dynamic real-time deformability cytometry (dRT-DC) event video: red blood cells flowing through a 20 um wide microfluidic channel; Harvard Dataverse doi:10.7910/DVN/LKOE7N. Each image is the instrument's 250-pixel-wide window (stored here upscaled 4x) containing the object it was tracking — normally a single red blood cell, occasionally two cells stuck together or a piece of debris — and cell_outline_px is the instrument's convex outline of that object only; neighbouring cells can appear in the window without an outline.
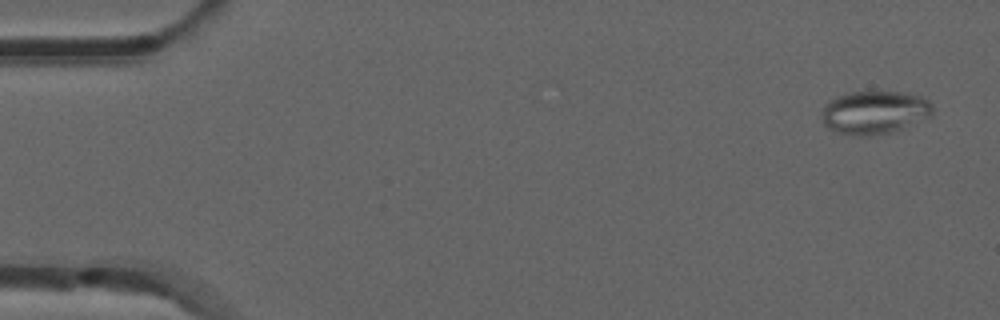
{"species": "common noctule bat (a hibernating species)", "species_latin": "Nyctalus noctula", "temperature_condition": "room temperature", "stored_images_in_passage": 16, "camera_frame_rate_fps": 3000, "um_per_image_px": 0.085, "animal": {"sex": "male", "forearm_length_mm": 52.5}, "frame": {"image": 1, "passage_image": 3, "time_ms": 0.667, "image_size_px": [1000, 320], "cell_outline_px": [[932, 112], [928, 116], [904, 128], [892, 132], [868, 136], [852, 136], [836, 132], [828, 128], [824, 124], [820, 116], [820, 112], [824, 104], [828, 100], [836, 96], [848, 92], [900, 92], [920, 96], [928, 100], [932, 104]], "centroid_in_image_um": [74.25, 9.56], "position_along_channel_um": 10.7, "area_um2": 28.15}}